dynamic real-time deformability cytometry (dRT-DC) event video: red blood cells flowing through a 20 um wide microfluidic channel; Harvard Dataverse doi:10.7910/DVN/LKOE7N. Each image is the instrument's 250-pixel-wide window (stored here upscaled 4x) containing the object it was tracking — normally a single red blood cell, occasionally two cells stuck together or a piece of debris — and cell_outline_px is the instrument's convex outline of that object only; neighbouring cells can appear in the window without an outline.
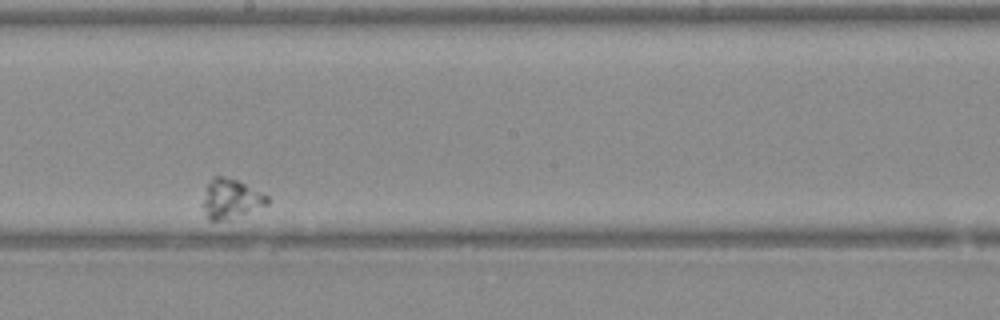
{"species": "Egyptian fruit bat (a non-hibernating species)", "species_latin": "Rousettus aegyptiacus", "temperature_condition": "warm", "stored_images_in_passage": 32, "camera_frame_rate_fps": 3000, "um_per_image_px": 0.085, "animal": {"sex": "female"}, "frame": {"image": 1, "passage_image": 17, "time_ms": 5.333, "image_size_px": [1000, 320], "cell_outline_px": [[268, 204], [228, 220], [208, 220], [200, 204], [208, 184], [212, 176], [224, 176], [236, 180], [268, 196]], "centroid_in_image_um": [19.56, 16.91], "position_along_channel_um": 228.6, "area_um2": 14.74}}
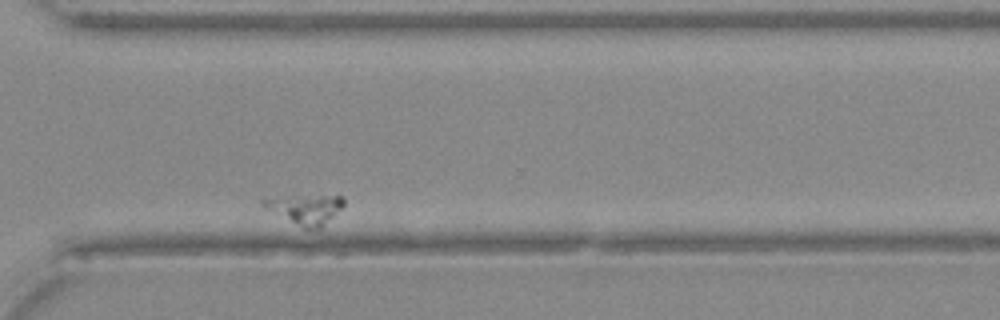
{"frame": {"image": 2, "passage_image": 28, "time_ms": 9.0, "image_size_px": [1000, 320], "cell_outline_px": [[344, 204], [320, 228], [308, 232], [304, 232], [264, 208], [260, 204], [260, 200], [292, 196], [344, 196]], "centroid_in_image_um": [25.89, 17.85], "position_along_channel_um": 344.7, "area_um2": 14.22}}
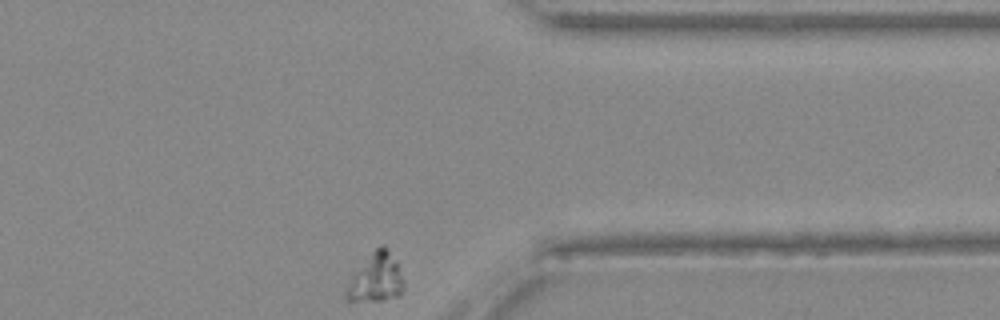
{"frame": {"image": 3, "passage_image": 32, "time_ms": 10.333, "image_size_px": [1000, 320], "cell_outline_px": [[404, 284], [400, 296], [380, 300], [348, 300], [344, 296], [344, 292], [352, 272], [380, 244], [384, 244], [388, 248], [404, 280]], "centroid_in_image_um": [31.92, 23.61], "position_along_channel_um": 379.5, "area_um2": 16.24}}